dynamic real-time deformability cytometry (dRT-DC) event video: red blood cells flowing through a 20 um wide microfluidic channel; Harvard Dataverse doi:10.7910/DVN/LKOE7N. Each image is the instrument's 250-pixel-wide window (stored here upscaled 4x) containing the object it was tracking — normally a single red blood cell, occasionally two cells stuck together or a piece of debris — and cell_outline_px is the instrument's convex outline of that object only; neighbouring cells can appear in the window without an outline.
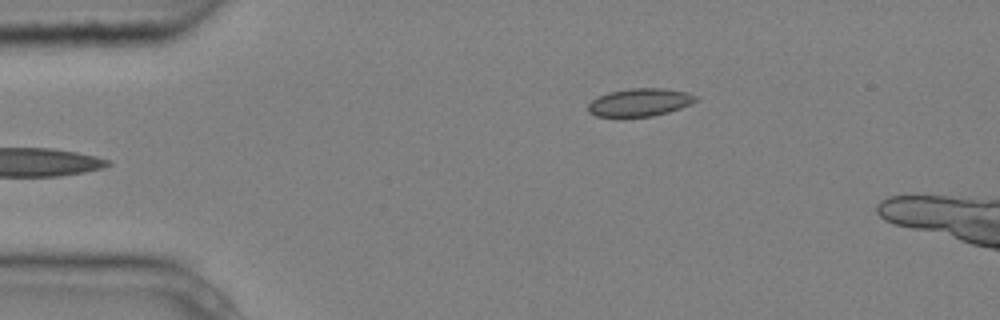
{"species": "common noctule bat (a hibernating species)", "species_latin": "Nyctalus noctula", "temperature_condition": "cold", "stored_images_in_passage": 6, "camera_frame_rate_fps": 3000, "um_per_image_px": 0.085, "animal": {"sex": "male", "body_mass_g": 20.4}, "frame": {"image": 1, "passage_image": 6, "time_ms": 1.667, "image_size_px": [1000, 320], "cell_outline_px": [[700, 100], [680, 108], [668, 112], [652, 116], [596, 116], [588, 112], [588, 104], [592, 100], [608, 92], [632, 88], [660, 88], [688, 92], [700, 96]], "centroid_in_image_um": [54.43, 8.69], "position_along_channel_um": 30.6, "area_um2": 17.46}}